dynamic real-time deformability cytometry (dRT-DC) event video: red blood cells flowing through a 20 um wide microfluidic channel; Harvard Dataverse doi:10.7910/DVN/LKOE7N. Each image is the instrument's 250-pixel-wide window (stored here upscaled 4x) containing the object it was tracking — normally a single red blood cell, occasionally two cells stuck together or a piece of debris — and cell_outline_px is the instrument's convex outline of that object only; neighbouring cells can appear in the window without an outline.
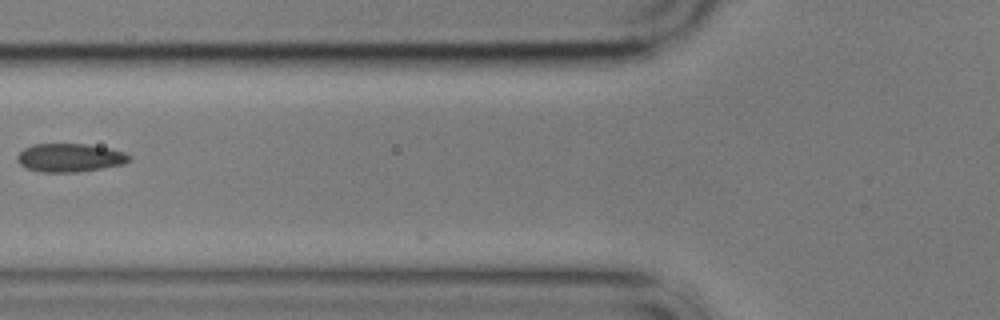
{"species": "common noctule bat (a hibernating species)", "species_latin": "Nyctalus noctula", "temperature_condition": "cold", "stored_images_in_passage": 7, "camera_frame_rate_fps": 3000, "um_per_image_px": 0.085, "animal": {"sex": "male", "body_mass_g": 17.9}, "frame": {"image": 1, "passage_image": 7, "time_ms": 7.0, "image_size_px": [1000, 320], "cell_outline_px": [[132, 160], [124, 164], [76, 172], [40, 172], [28, 168], [20, 164], [16, 160], [16, 156], [24, 148], [32, 144], [88, 144], [108, 148], [124, 152], [132, 156]], "centroid_in_image_um": [5.94, 13.4], "position_along_channel_um": 119.9, "area_um2": 18.55}}